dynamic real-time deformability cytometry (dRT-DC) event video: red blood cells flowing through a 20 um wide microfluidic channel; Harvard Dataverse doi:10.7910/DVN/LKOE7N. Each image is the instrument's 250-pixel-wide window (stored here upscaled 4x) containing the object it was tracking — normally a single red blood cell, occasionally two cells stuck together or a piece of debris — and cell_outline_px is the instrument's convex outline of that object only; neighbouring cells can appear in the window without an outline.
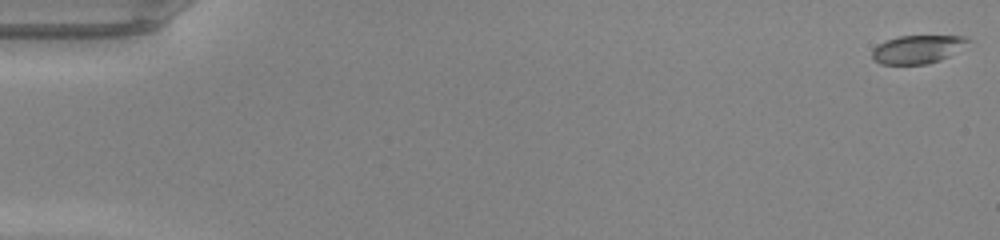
{"species": "common noctule bat (a hibernating species)", "species_latin": "Nyctalus noctula", "temperature_condition": "warm", "stored_images_in_passage": 49, "camera_frame_rate_fps": 3000, "um_per_image_px": 0.085, "animal": {"sex": "male", "body_mass_g": 20.0, "forearm_length_mm": 53.3}, "frame": {"image": 1, "passage_image": 1, "time_ms": 0.0, "image_size_px": [1000, 240], "cell_outline_px": [[972, 40], [948, 56], [940, 60], [928, 64], [880, 64], [872, 60], [872, 48], [884, 40], [900, 36], [968, 36]], "centroid_in_image_um": [77.94, 4.19], "position_along_channel_um": 7.1, "area_um2": 15.84}}
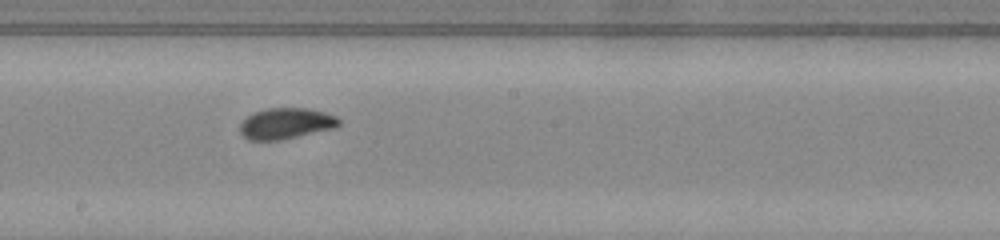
{"frame": {"image": 2, "passage_image": 28, "time_ms": 9.0, "image_size_px": [1000, 240], "cell_outline_px": [[340, 124], [336, 128], [280, 140], [248, 140], [240, 132], [240, 124], [248, 116], [256, 112], [268, 108], [308, 108], [324, 112], [336, 116], [340, 120]], "centroid_in_image_um": [24.34, 10.5], "position_along_channel_um": 223.9, "area_um2": 17.8}}
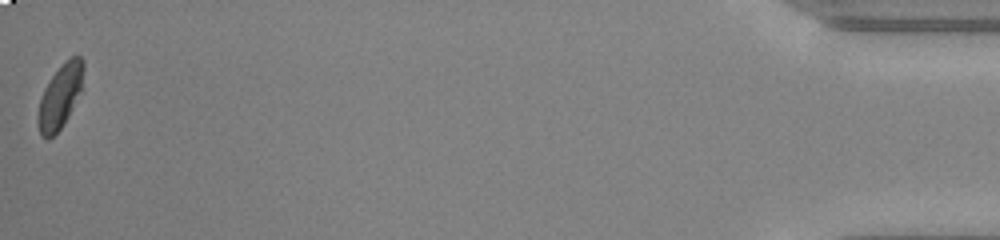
{"frame": {"image": 3, "passage_image": 49, "time_ms": 16.0, "image_size_px": [1000, 240], "cell_outline_px": [[84, 88], [64, 124], [48, 140], [40, 136], [36, 120], [36, 116], [40, 96], [44, 88], [52, 76], [72, 56], [80, 56], [84, 60]], "centroid_in_image_um": [5.12, 8.23], "position_along_channel_um": 430.1, "area_um2": 17.34}, "authors_computed_cell_mechanics": {"area_um2": 17.3978, "velocity_mm_per_s": 4.2744, "shape_relaxation_time_tau1_ms": 4.8719, "shape_relaxation_time_tau2_ms": null, "deformation_change_tau1": 0.1362, "deformation_change_tau2": null}}